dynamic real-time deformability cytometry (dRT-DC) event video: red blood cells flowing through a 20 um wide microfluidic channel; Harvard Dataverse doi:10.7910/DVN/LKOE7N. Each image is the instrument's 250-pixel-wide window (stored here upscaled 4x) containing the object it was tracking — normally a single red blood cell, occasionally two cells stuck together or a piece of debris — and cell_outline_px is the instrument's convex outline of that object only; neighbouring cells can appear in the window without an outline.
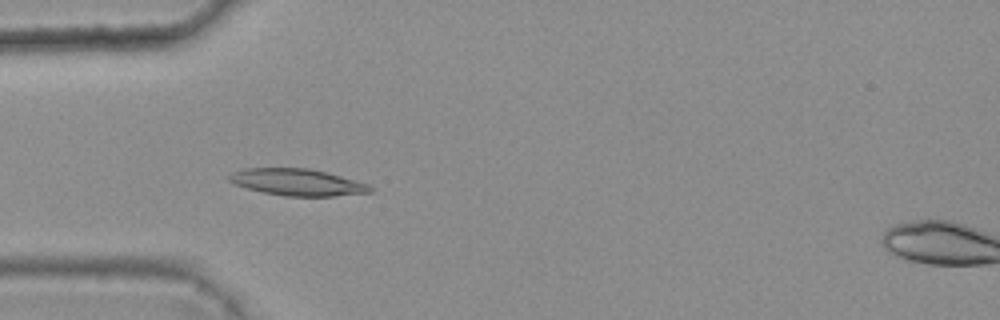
{"species": "common noctule bat (a hibernating species)", "species_latin": "Nyctalus noctula", "temperature_condition": "warm", "stored_images_in_passage": 7, "camera_frame_rate_fps": 3000, "um_per_image_px": 0.085, "animal": {"sex": "female", "body_mass_g": 25.1}, "frame": {"image": 1, "passage_image": 6, "time_ms": 1.667, "image_size_px": [1000, 320], "cell_outline_px": [[376, 188], [372, 192], [332, 196], [284, 196], [264, 192], [248, 188], [236, 184], [228, 180], [224, 176], [232, 172], [244, 168], [308, 168], [340, 176], [368, 184]], "centroid_in_image_um": [25.25, 15.49], "position_along_channel_um": 59.7, "area_um2": 21.91}}
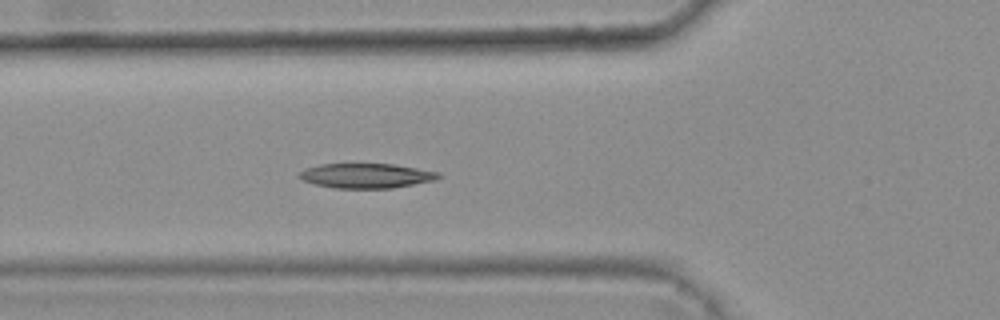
{"frame": {"image": 2, "passage_image": 7, "time_ms": 2.0, "image_size_px": [1000, 320], "cell_outline_px": [[440, 176], [436, 180], [392, 188], [336, 188], [316, 184], [304, 180], [296, 176], [304, 168], [320, 164], [396, 164], [440, 172]], "centroid_in_image_um": [31.14, 14.93], "position_along_channel_um": 94.7, "area_um2": 20.06}}